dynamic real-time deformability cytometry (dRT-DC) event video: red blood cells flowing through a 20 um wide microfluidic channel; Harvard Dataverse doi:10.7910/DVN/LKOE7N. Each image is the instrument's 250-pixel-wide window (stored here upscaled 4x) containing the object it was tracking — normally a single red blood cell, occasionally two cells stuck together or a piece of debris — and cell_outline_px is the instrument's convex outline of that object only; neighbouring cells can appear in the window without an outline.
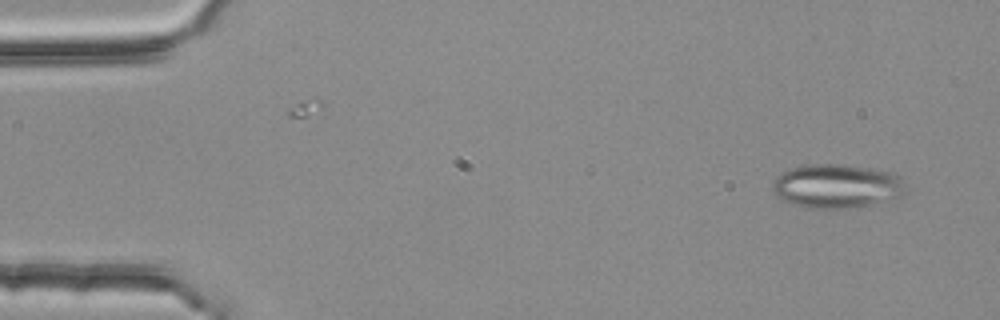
{"species": "common noctule bat (a hibernating species)", "species_latin": "Nyctalus noctula", "temperature_condition": "room temperature", "stored_images_in_passage": 2, "camera_frame_rate_fps": 3000, "um_per_image_px": 0.085, "animal": {"sex": "female", "body_mass_g": 25.1}, "frame": {"image": 1, "passage_image": 2, "time_ms": 0.333, "image_size_px": [1000, 320], "cell_outline_px": [[908, 192], [900, 196], [856, 208], [804, 208], [784, 200], [776, 196], [772, 188], [772, 180], [780, 172], [788, 168], [812, 164], [844, 164], [896, 172], [900, 176]], "centroid_in_image_um": [71.12, 15.81], "position_along_channel_um": 13.9, "area_um2": 34.56}}